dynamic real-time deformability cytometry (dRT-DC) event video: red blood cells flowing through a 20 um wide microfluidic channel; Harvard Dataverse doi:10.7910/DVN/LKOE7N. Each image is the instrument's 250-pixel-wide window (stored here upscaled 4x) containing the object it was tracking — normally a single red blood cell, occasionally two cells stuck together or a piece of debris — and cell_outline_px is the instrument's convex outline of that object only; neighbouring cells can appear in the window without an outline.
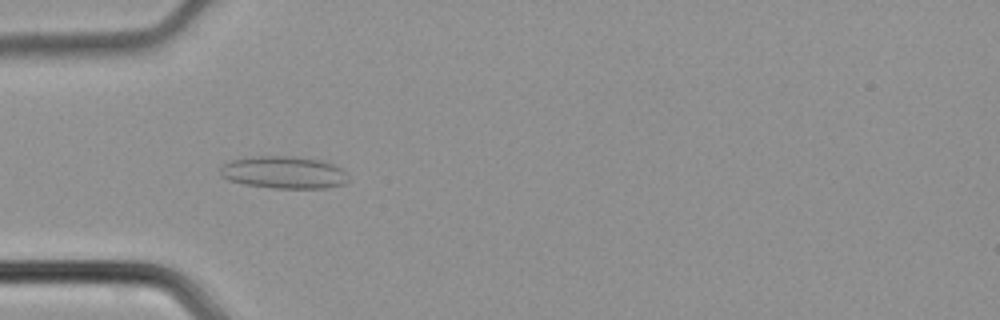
{"species": "common noctule bat (a hibernating species)", "species_latin": "Nyctalus noctula", "temperature_condition": "cold", "stored_images_in_passage": 40, "camera_frame_rate_fps": 3000, "um_per_image_px": 0.085, "animal": {"sex": "male", "body_mass_g": 21.5, "forearm_length_mm": 52.0}, "frame": {"image": 1, "passage_image": 8, "time_ms": 2.333, "image_size_px": [1000, 320], "cell_outline_px": [[348, 180], [344, 184], [328, 188], [272, 188], [244, 184], [228, 180], [220, 176], [220, 164], [232, 160], [252, 156], [292, 156], [320, 160], [332, 164], [340, 168], [348, 176]], "centroid_in_image_um": [24.08, 14.66], "position_along_channel_um": 60.9, "area_um2": 24.28}}
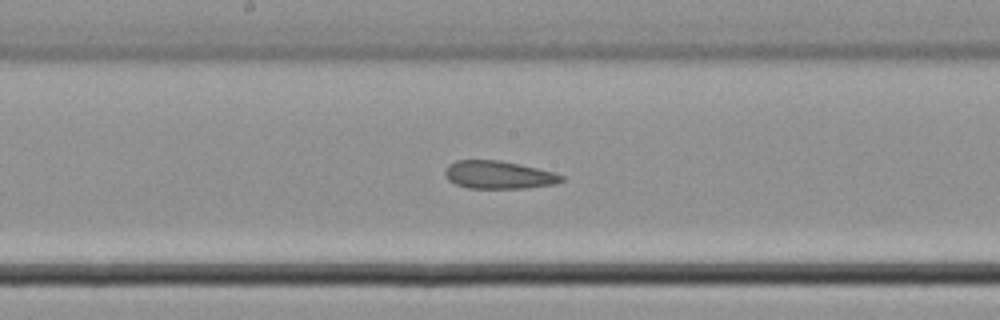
{"frame": {"image": 2, "passage_image": 18, "time_ms": 5.667, "image_size_px": [1000, 320], "cell_outline_px": [[564, 180], [556, 184], [528, 188], [468, 188], [456, 184], [448, 180], [444, 176], [444, 172], [448, 164], [456, 160], [500, 160], [520, 164], [552, 172], [564, 176]], "centroid_in_image_um": [42.36, 14.86], "position_along_channel_um": 205.8, "area_um2": 19.02}}
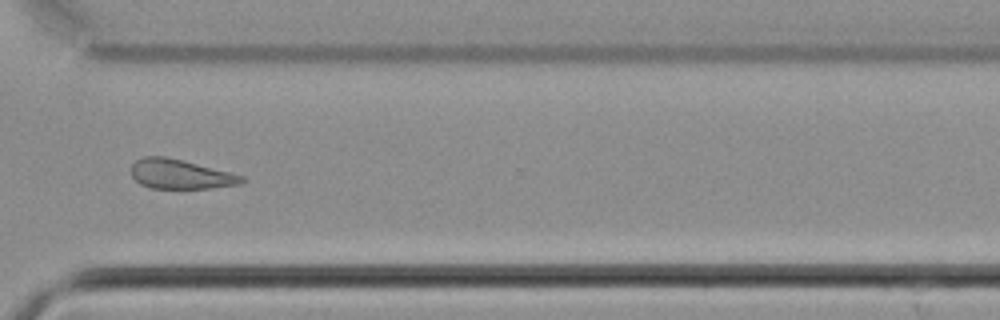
{"frame": {"image": 3, "passage_image": 28, "time_ms": 9.0, "image_size_px": [1000, 320], "cell_outline_px": [[248, 180], [240, 184], [212, 188], [148, 188], [140, 184], [132, 176], [132, 164], [136, 160], [144, 156], [164, 156], [244, 176]], "centroid_in_image_um": [15.32, 14.82], "position_along_channel_um": 355.3, "area_um2": 18.79}}